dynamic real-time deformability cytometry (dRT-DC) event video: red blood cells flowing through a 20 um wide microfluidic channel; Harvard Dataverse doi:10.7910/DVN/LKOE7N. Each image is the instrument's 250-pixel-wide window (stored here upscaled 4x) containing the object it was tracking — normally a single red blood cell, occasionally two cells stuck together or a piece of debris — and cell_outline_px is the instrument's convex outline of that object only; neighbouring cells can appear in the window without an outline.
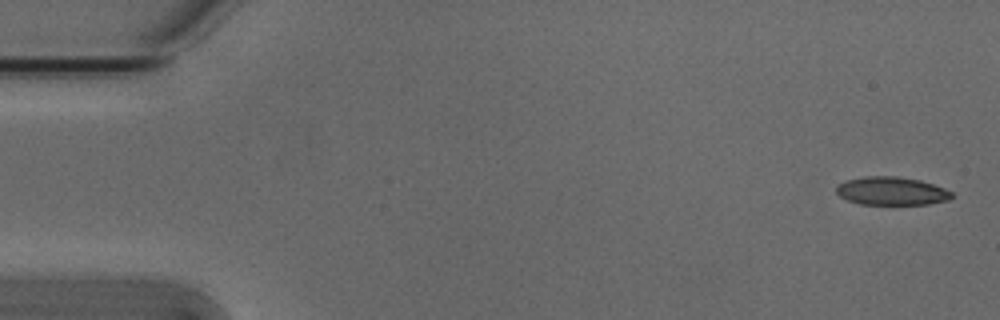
{"species": "Egyptian fruit bat (a non-hibernating species)", "species_latin": "Rousettus aegyptiacus", "temperature_condition": "cold", "stored_images_in_passage": 5, "camera_frame_rate_fps": 3000, "um_per_image_px": 0.085, "animal": {"sex": "male"}, "frame": {"image": 1, "passage_image": 1, "time_ms": 0.0, "image_size_px": [1000, 320], "cell_outline_px": [[956, 196], [948, 200], [928, 204], [860, 204], [848, 200], [840, 196], [836, 192], [836, 184], [844, 180], [864, 176], [896, 176], [920, 180], [944, 188], [952, 192]], "centroid_in_image_um": [75.77, 16.23], "position_along_channel_um": 9.2, "area_um2": 19.13}}
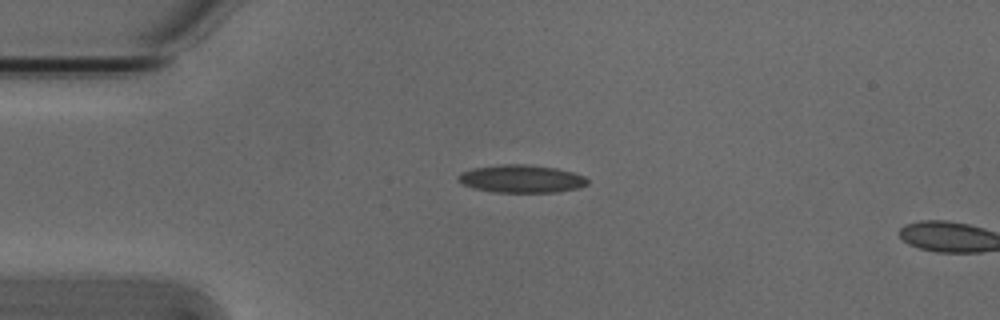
{"frame": {"image": 2, "passage_image": 4, "time_ms": 1.0, "image_size_px": [1000, 320], "cell_outline_px": [[588, 184], [580, 188], [556, 192], [492, 192], [476, 188], [464, 184], [456, 180], [456, 176], [460, 172], [472, 168], [500, 164], [528, 164], [556, 168], [572, 172], [584, 176], [588, 180]], "centroid_in_image_um": [44.3, 15.19], "position_along_channel_um": 40.7, "area_um2": 21.1}}